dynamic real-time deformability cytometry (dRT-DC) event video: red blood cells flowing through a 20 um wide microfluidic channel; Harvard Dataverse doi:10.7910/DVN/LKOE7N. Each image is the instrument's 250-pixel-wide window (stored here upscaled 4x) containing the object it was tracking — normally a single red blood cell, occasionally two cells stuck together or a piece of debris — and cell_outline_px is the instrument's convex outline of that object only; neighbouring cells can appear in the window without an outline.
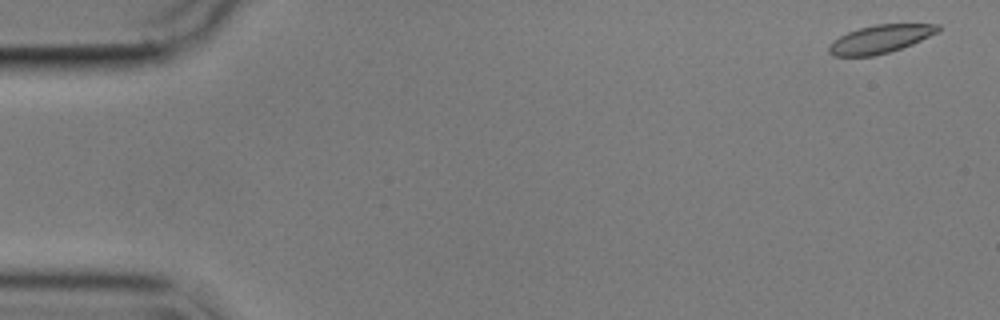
{"species": "common noctule bat (a hibernating species)", "species_latin": "Nyctalus noctula", "temperature_condition": "cold", "stored_images_in_passage": 5, "camera_frame_rate_fps": 3000, "um_per_image_px": 0.085, "animal": {"sex": "male", "body_mass_g": 17.9}, "frame": {"image": 1, "passage_image": 1, "time_ms": 0.0, "image_size_px": [1000, 320], "cell_outline_px": [[940, 32], [912, 44], [888, 52], [872, 56], [832, 56], [828, 52], [828, 44], [832, 40], [848, 32], [860, 28], [876, 24], [940, 24]], "centroid_in_image_um": [74.81, 3.32], "position_along_channel_um": 10.2, "area_um2": 17.92}}
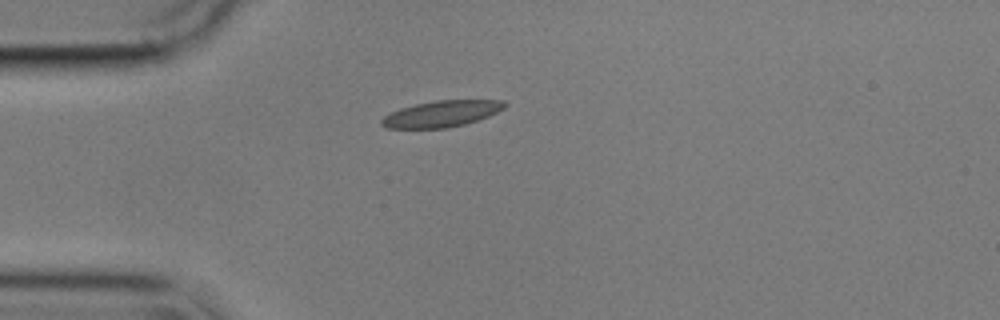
{"frame": {"image": 2, "passage_image": 4, "time_ms": 4.333, "image_size_px": [1000, 320], "cell_outline_px": [[508, 104], [504, 108], [488, 116], [464, 124], [448, 128], [384, 128], [380, 124], [380, 120], [384, 116], [400, 108], [416, 104], [436, 100], [504, 100]], "centroid_in_image_um": [37.51, 9.67], "position_along_channel_um": 47.5, "area_um2": 18.79}}